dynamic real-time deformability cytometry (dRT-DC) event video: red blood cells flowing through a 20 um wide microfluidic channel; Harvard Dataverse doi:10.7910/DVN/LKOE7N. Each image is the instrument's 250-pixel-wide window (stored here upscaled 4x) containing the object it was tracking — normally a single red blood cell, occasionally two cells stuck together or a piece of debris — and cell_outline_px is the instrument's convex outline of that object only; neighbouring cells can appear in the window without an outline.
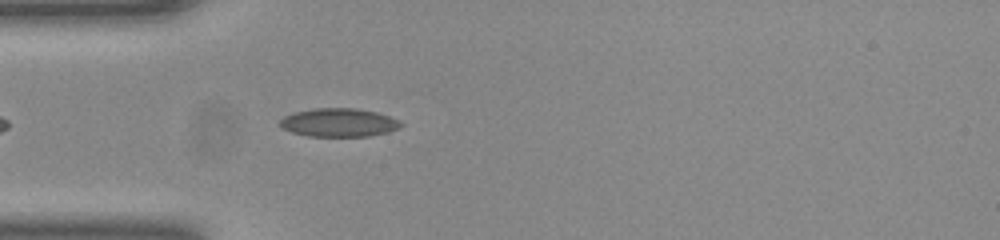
{"species": "common noctule bat (a hibernating species)", "species_latin": "Nyctalus noctula", "temperature_condition": "room temperature", "stored_images_in_passage": 40, "camera_frame_rate_fps": 3000, "um_per_image_px": 0.085, "animal": {"sex": "female", "body_mass_g": 23.0, "forearm_length_mm": 53.4}, "frame": {"image": 1, "passage_image": 4, "time_ms": 1.0, "image_size_px": [1000, 240], "cell_outline_px": [[404, 124], [400, 128], [388, 132], [368, 136], [308, 136], [292, 132], [284, 128], [280, 124], [280, 120], [284, 116], [296, 112], [316, 108], [352, 108], [376, 112], [400, 120]], "centroid_in_image_um": [28.84, 10.42], "position_along_channel_um": 56.2, "area_um2": 19.88}}
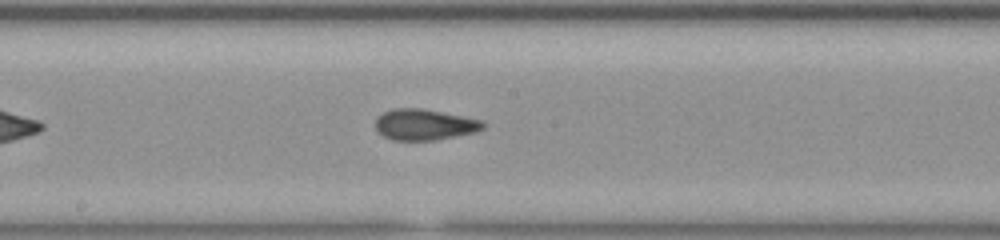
{"frame": {"image": 2, "passage_image": 16, "time_ms": 5.0, "image_size_px": [1000, 240], "cell_outline_px": [[484, 128], [476, 132], [432, 140], [392, 140], [384, 136], [376, 128], [376, 116], [392, 108], [420, 108], [484, 120]], "centroid_in_image_um": [36.07, 10.58], "position_along_channel_um": 212.1, "area_um2": 19.31}}
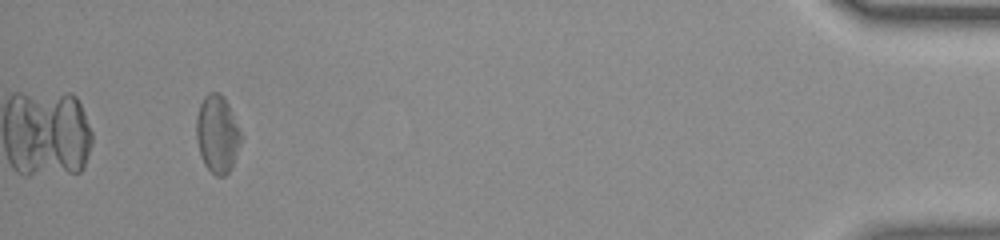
{"frame": {"image": 3, "passage_image": 37, "time_ms": 12.0, "image_size_px": [1000, 240], "cell_outline_px": [[244, 136], [232, 164], [228, 172], [224, 176], [216, 176], [204, 164], [200, 152], [196, 136], [196, 116], [200, 104], [204, 96], [208, 92], [220, 92], [224, 96]], "centroid_in_image_um": [18.49, 11.35], "position_along_channel_um": 416.7, "area_um2": 20.29}, "authors_computed_cell_mechanics": {"area_um2": 19.7676, "velocity_mm_per_s": 3.9974, "shape_relaxation_time_tau1_ms": null, "shape_relaxation_time_tau2_ms": 1.8241, "deformation_change_tau1": null, "deformation_change_tau2": 0.0758}}